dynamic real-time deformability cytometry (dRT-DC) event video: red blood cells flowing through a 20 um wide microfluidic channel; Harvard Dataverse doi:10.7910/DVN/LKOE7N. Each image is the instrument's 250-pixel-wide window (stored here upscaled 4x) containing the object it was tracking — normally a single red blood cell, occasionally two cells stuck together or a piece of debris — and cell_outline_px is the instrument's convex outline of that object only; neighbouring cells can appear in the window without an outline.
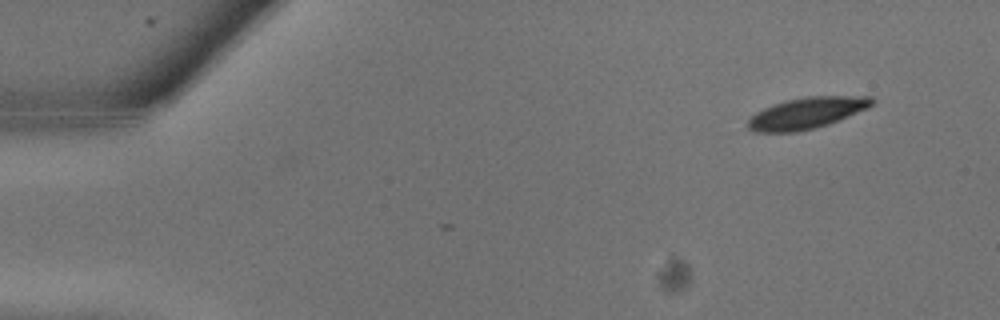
{"species": "common noctule bat (a hibernating species)", "species_latin": "Nyctalus noctula", "temperature_condition": "warm", "stored_images_in_passage": 4, "camera_frame_rate_fps": 3000, "um_per_image_px": 0.085, "animal": {"sex": "male", "body_mass_g": 13.3}, "frame": {"image": 1, "passage_image": 2, "time_ms": 0.333, "image_size_px": [1000, 320], "cell_outline_px": [[876, 100], [868, 108], [828, 124], [816, 128], [796, 132], [752, 132], [748, 128], [748, 120], [756, 112], [764, 108], [784, 100], [804, 96], [872, 96]], "centroid_in_image_um": [68.57, 9.6], "position_along_channel_um": 16.4, "area_um2": 22.72}}